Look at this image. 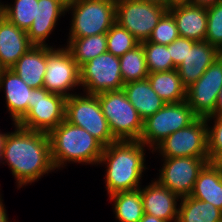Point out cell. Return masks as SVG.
<instances>
[{
  "label": "cell",
  "instance_id": "obj_44",
  "mask_svg": "<svg viewBox=\"0 0 222 222\" xmlns=\"http://www.w3.org/2000/svg\"><path fill=\"white\" fill-rule=\"evenodd\" d=\"M4 70H5V68L2 66V64L0 62V75L3 73Z\"/></svg>",
  "mask_w": 222,
  "mask_h": 222
},
{
  "label": "cell",
  "instance_id": "obj_11",
  "mask_svg": "<svg viewBox=\"0 0 222 222\" xmlns=\"http://www.w3.org/2000/svg\"><path fill=\"white\" fill-rule=\"evenodd\" d=\"M78 86L81 87L80 67L69 50L65 46L53 48L48 45L43 87L50 93L68 98L73 95L71 91Z\"/></svg>",
  "mask_w": 222,
  "mask_h": 222
},
{
  "label": "cell",
  "instance_id": "obj_4",
  "mask_svg": "<svg viewBox=\"0 0 222 222\" xmlns=\"http://www.w3.org/2000/svg\"><path fill=\"white\" fill-rule=\"evenodd\" d=\"M96 95L113 137L117 141H139L143 120L127 99L123 89Z\"/></svg>",
  "mask_w": 222,
  "mask_h": 222
},
{
  "label": "cell",
  "instance_id": "obj_22",
  "mask_svg": "<svg viewBox=\"0 0 222 222\" xmlns=\"http://www.w3.org/2000/svg\"><path fill=\"white\" fill-rule=\"evenodd\" d=\"M190 196L209 202L222 211V163L208 162L203 167Z\"/></svg>",
  "mask_w": 222,
  "mask_h": 222
},
{
  "label": "cell",
  "instance_id": "obj_23",
  "mask_svg": "<svg viewBox=\"0 0 222 222\" xmlns=\"http://www.w3.org/2000/svg\"><path fill=\"white\" fill-rule=\"evenodd\" d=\"M122 89L143 121L166 104L152 89L148 79L126 83Z\"/></svg>",
  "mask_w": 222,
  "mask_h": 222
},
{
  "label": "cell",
  "instance_id": "obj_45",
  "mask_svg": "<svg viewBox=\"0 0 222 222\" xmlns=\"http://www.w3.org/2000/svg\"><path fill=\"white\" fill-rule=\"evenodd\" d=\"M2 2L0 1V18L2 17Z\"/></svg>",
  "mask_w": 222,
  "mask_h": 222
},
{
  "label": "cell",
  "instance_id": "obj_36",
  "mask_svg": "<svg viewBox=\"0 0 222 222\" xmlns=\"http://www.w3.org/2000/svg\"><path fill=\"white\" fill-rule=\"evenodd\" d=\"M219 1L222 0H191V4L207 8L209 6L214 5L215 3H218Z\"/></svg>",
  "mask_w": 222,
  "mask_h": 222
},
{
  "label": "cell",
  "instance_id": "obj_10",
  "mask_svg": "<svg viewBox=\"0 0 222 222\" xmlns=\"http://www.w3.org/2000/svg\"><path fill=\"white\" fill-rule=\"evenodd\" d=\"M167 7L140 0H116V22L140 43L147 41Z\"/></svg>",
  "mask_w": 222,
  "mask_h": 222
},
{
  "label": "cell",
  "instance_id": "obj_3",
  "mask_svg": "<svg viewBox=\"0 0 222 222\" xmlns=\"http://www.w3.org/2000/svg\"><path fill=\"white\" fill-rule=\"evenodd\" d=\"M48 136L55 170L68 162L98 166L104 146L85 129L64 120Z\"/></svg>",
  "mask_w": 222,
  "mask_h": 222
},
{
  "label": "cell",
  "instance_id": "obj_30",
  "mask_svg": "<svg viewBox=\"0 0 222 222\" xmlns=\"http://www.w3.org/2000/svg\"><path fill=\"white\" fill-rule=\"evenodd\" d=\"M145 53L147 70L149 73L170 71L177 67L173 64L170 48L167 45L154 42H141Z\"/></svg>",
  "mask_w": 222,
  "mask_h": 222
},
{
  "label": "cell",
  "instance_id": "obj_16",
  "mask_svg": "<svg viewBox=\"0 0 222 222\" xmlns=\"http://www.w3.org/2000/svg\"><path fill=\"white\" fill-rule=\"evenodd\" d=\"M144 213L153 215L166 222H177L178 201L180 198L168 188L160 185L156 179L146 187H141Z\"/></svg>",
  "mask_w": 222,
  "mask_h": 222
},
{
  "label": "cell",
  "instance_id": "obj_40",
  "mask_svg": "<svg viewBox=\"0 0 222 222\" xmlns=\"http://www.w3.org/2000/svg\"><path fill=\"white\" fill-rule=\"evenodd\" d=\"M140 1H145L148 3H153L168 8V0H140Z\"/></svg>",
  "mask_w": 222,
  "mask_h": 222
},
{
  "label": "cell",
  "instance_id": "obj_32",
  "mask_svg": "<svg viewBox=\"0 0 222 222\" xmlns=\"http://www.w3.org/2000/svg\"><path fill=\"white\" fill-rule=\"evenodd\" d=\"M207 30L205 41L222 53V1L206 8Z\"/></svg>",
  "mask_w": 222,
  "mask_h": 222
},
{
  "label": "cell",
  "instance_id": "obj_8",
  "mask_svg": "<svg viewBox=\"0 0 222 222\" xmlns=\"http://www.w3.org/2000/svg\"><path fill=\"white\" fill-rule=\"evenodd\" d=\"M207 127L206 118L197 117L188 126L165 138L151 152L157 150L162 158H209Z\"/></svg>",
  "mask_w": 222,
  "mask_h": 222
},
{
  "label": "cell",
  "instance_id": "obj_33",
  "mask_svg": "<svg viewBox=\"0 0 222 222\" xmlns=\"http://www.w3.org/2000/svg\"><path fill=\"white\" fill-rule=\"evenodd\" d=\"M206 120L208 124L207 138H208L209 162L221 163L222 162V116H208L206 117ZM209 123L213 125H210Z\"/></svg>",
  "mask_w": 222,
  "mask_h": 222
},
{
  "label": "cell",
  "instance_id": "obj_42",
  "mask_svg": "<svg viewBox=\"0 0 222 222\" xmlns=\"http://www.w3.org/2000/svg\"><path fill=\"white\" fill-rule=\"evenodd\" d=\"M61 4H63L66 8L78 3L80 0H58Z\"/></svg>",
  "mask_w": 222,
  "mask_h": 222
},
{
  "label": "cell",
  "instance_id": "obj_9",
  "mask_svg": "<svg viewBox=\"0 0 222 222\" xmlns=\"http://www.w3.org/2000/svg\"><path fill=\"white\" fill-rule=\"evenodd\" d=\"M66 98L44 87L32 89L29 110L16 123L22 128L49 133L65 120Z\"/></svg>",
  "mask_w": 222,
  "mask_h": 222
},
{
  "label": "cell",
  "instance_id": "obj_14",
  "mask_svg": "<svg viewBox=\"0 0 222 222\" xmlns=\"http://www.w3.org/2000/svg\"><path fill=\"white\" fill-rule=\"evenodd\" d=\"M221 87L222 55L195 83L186 88V102L197 117L206 118L214 114Z\"/></svg>",
  "mask_w": 222,
  "mask_h": 222
},
{
  "label": "cell",
  "instance_id": "obj_38",
  "mask_svg": "<svg viewBox=\"0 0 222 222\" xmlns=\"http://www.w3.org/2000/svg\"><path fill=\"white\" fill-rule=\"evenodd\" d=\"M2 194H0V222H9V218L7 215V210L5 209V205L3 204V199L1 198Z\"/></svg>",
  "mask_w": 222,
  "mask_h": 222
},
{
  "label": "cell",
  "instance_id": "obj_27",
  "mask_svg": "<svg viewBox=\"0 0 222 222\" xmlns=\"http://www.w3.org/2000/svg\"><path fill=\"white\" fill-rule=\"evenodd\" d=\"M67 42L65 47L69 50L79 67L107 52L106 33L89 37L68 38Z\"/></svg>",
  "mask_w": 222,
  "mask_h": 222
},
{
  "label": "cell",
  "instance_id": "obj_7",
  "mask_svg": "<svg viewBox=\"0 0 222 222\" xmlns=\"http://www.w3.org/2000/svg\"><path fill=\"white\" fill-rule=\"evenodd\" d=\"M197 116L186 100L165 104L155 114L143 121L139 139L147 150L153 149L169 135L191 124ZM149 148V149H148Z\"/></svg>",
  "mask_w": 222,
  "mask_h": 222
},
{
  "label": "cell",
  "instance_id": "obj_34",
  "mask_svg": "<svg viewBox=\"0 0 222 222\" xmlns=\"http://www.w3.org/2000/svg\"><path fill=\"white\" fill-rule=\"evenodd\" d=\"M178 37L180 35L176 22L173 16L167 11L153 29L148 41L168 46Z\"/></svg>",
  "mask_w": 222,
  "mask_h": 222
},
{
  "label": "cell",
  "instance_id": "obj_12",
  "mask_svg": "<svg viewBox=\"0 0 222 222\" xmlns=\"http://www.w3.org/2000/svg\"><path fill=\"white\" fill-rule=\"evenodd\" d=\"M81 88L86 94L121 90L124 86L119 57L105 52L80 67Z\"/></svg>",
  "mask_w": 222,
  "mask_h": 222
},
{
  "label": "cell",
  "instance_id": "obj_17",
  "mask_svg": "<svg viewBox=\"0 0 222 222\" xmlns=\"http://www.w3.org/2000/svg\"><path fill=\"white\" fill-rule=\"evenodd\" d=\"M173 16L180 37L196 42L205 41L207 30L206 7L191 3L176 4L168 8Z\"/></svg>",
  "mask_w": 222,
  "mask_h": 222
},
{
  "label": "cell",
  "instance_id": "obj_43",
  "mask_svg": "<svg viewBox=\"0 0 222 222\" xmlns=\"http://www.w3.org/2000/svg\"><path fill=\"white\" fill-rule=\"evenodd\" d=\"M3 136H4V133L0 132V163H1V144H2Z\"/></svg>",
  "mask_w": 222,
  "mask_h": 222
},
{
  "label": "cell",
  "instance_id": "obj_37",
  "mask_svg": "<svg viewBox=\"0 0 222 222\" xmlns=\"http://www.w3.org/2000/svg\"><path fill=\"white\" fill-rule=\"evenodd\" d=\"M211 116H222V87L218 94L216 109L213 115Z\"/></svg>",
  "mask_w": 222,
  "mask_h": 222
},
{
  "label": "cell",
  "instance_id": "obj_25",
  "mask_svg": "<svg viewBox=\"0 0 222 222\" xmlns=\"http://www.w3.org/2000/svg\"><path fill=\"white\" fill-rule=\"evenodd\" d=\"M177 222H222V211L191 196L180 198Z\"/></svg>",
  "mask_w": 222,
  "mask_h": 222
},
{
  "label": "cell",
  "instance_id": "obj_2",
  "mask_svg": "<svg viewBox=\"0 0 222 222\" xmlns=\"http://www.w3.org/2000/svg\"><path fill=\"white\" fill-rule=\"evenodd\" d=\"M146 146L140 141H116L105 146L99 165H105V183L107 195L118 192L133 191L142 185L145 165Z\"/></svg>",
  "mask_w": 222,
  "mask_h": 222
},
{
  "label": "cell",
  "instance_id": "obj_1",
  "mask_svg": "<svg viewBox=\"0 0 222 222\" xmlns=\"http://www.w3.org/2000/svg\"><path fill=\"white\" fill-rule=\"evenodd\" d=\"M14 127V132H4L1 163H8L19 189L54 172L55 168L48 133L28 130L17 124Z\"/></svg>",
  "mask_w": 222,
  "mask_h": 222
},
{
  "label": "cell",
  "instance_id": "obj_29",
  "mask_svg": "<svg viewBox=\"0 0 222 222\" xmlns=\"http://www.w3.org/2000/svg\"><path fill=\"white\" fill-rule=\"evenodd\" d=\"M38 0H14L12 4L2 3V14L18 28L27 31L37 18Z\"/></svg>",
  "mask_w": 222,
  "mask_h": 222
},
{
  "label": "cell",
  "instance_id": "obj_18",
  "mask_svg": "<svg viewBox=\"0 0 222 222\" xmlns=\"http://www.w3.org/2000/svg\"><path fill=\"white\" fill-rule=\"evenodd\" d=\"M1 90L5 92L6 107L13 121L12 124H16L29 110L32 88L12 69H5L0 75Z\"/></svg>",
  "mask_w": 222,
  "mask_h": 222
},
{
  "label": "cell",
  "instance_id": "obj_39",
  "mask_svg": "<svg viewBox=\"0 0 222 222\" xmlns=\"http://www.w3.org/2000/svg\"><path fill=\"white\" fill-rule=\"evenodd\" d=\"M139 222H166V221L159 219L153 215H148L144 213L142 219Z\"/></svg>",
  "mask_w": 222,
  "mask_h": 222
},
{
  "label": "cell",
  "instance_id": "obj_41",
  "mask_svg": "<svg viewBox=\"0 0 222 222\" xmlns=\"http://www.w3.org/2000/svg\"><path fill=\"white\" fill-rule=\"evenodd\" d=\"M191 3V0H168V8L176 4Z\"/></svg>",
  "mask_w": 222,
  "mask_h": 222
},
{
  "label": "cell",
  "instance_id": "obj_21",
  "mask_svg": "<svg viewBox=\"0 0 222 222\" xmlns=\"http://www.w3.org/2000/svg\"><path fill=\"white\" fill-rule=\"evenodd\" d=\"M47 67V46L33 45L11 68L30 88H42Z\"/></svg>",
  "mask_w": 222,
  "mask_h": 222
},
{
  "label": "cell",
  "instance_id": "obj_15",
  "mask_svg": "<svg viewBox=\"0 0 222 222\" xmlns=\"http://www.w3.org/2000/svg\"><path fill=\"white\" fill-rule=\"evenodd\" d=\"M221 55L222 53L207 41L196 42L187 39V55L176 68L182 84L188 88L195 83Z\"/></svg>",
  "mask_w": 222,
  "mask_h": 222
},
{
  "label": "cell",
  "instance_id": "obj_24",
  "mask_svg": "<svg viewBox=\"0 0 222 222\" xmlns=\"http://www.w3.org/2000/svg\"><path fill=\"white\" fill-rule=\"evenodd\" d=\"M147 79L152 89L166 104L186 100V87L182 84L177 69L149 73Z\"/></svg>",
  "mask_w": 222,
  "mask_h": 222
},
{
  "label": "cell",
  "instance_id": "obj_35",
  "mask_svg": "<svg viewBox=\"0 0 222 222\" xmlns=\"http://www.w3.org/2000/svg\"><path fill=\"white\" fill-rule=\"evenodd\" d=\"M168 48H170L173 64L178 67L187 55V38L178 37L168 45Z\"/></svg>",
  "mask_w": 222,
  "mask_h": 222
},
{
  "label": "cell",
  "instance_id": "obj_13",
  "mask_svg": "<svg viewBox=\"0 0 222 222\" xmlns=\"http://www.w3.org/2000/svg\"><path fill=\"white\" fill-rule=\"evenodd\" d=\"M162 159L163 165L156 181L179 198L190 196L199 172L209 162V158L194 157Z\"/></svg>",
  "mask_w": 222,
  "mask_h": 222
},
{
  "label": "cell",
  "instance_id": "obj_19",
  "mask_svg": "<svg viewBox=\"0 0 222 222\" xmlns=\"http://www.w3.org/2000/svg\"><path fill=\"white\" fill-rule=\"evenodd\" d=\"M33 44L25 30L18 28L3 15L0 18V62L11 69Z\"/></svg>",
  "mask_w": 222,
  "mask_h": 222
},
{
  "label": "cell",
  "instance_id": "obj_5",
  "mask_svg": "<svg viewBox=\"0 0 222 222\" xmlns=\"http://www.w3.org/2000/svg\"><path fill=\"white\" fill-rule=\"evenodd\" d=\"M72 20L68 38L107 33L116 22V0H80L66 8Z\"/></svg>",
  "mask_w": 222,
  "mask_h": 222
},
{
  "label": "cell",
  "instance_id": "obj_26",
  "mask_svg": "<svg viewBox=\"0 0 222 222\" xmlns=\"http://www.w3.org/2000/svg\"><path fill=\"white\" fill-rule=\"evenodd\" d=\"M114 202L113 212L119 222H139L144 215L141 187L133 191L118 192L109 196Z\"/></svg>",
  "mask_w": 222,
  "mask_h": 222
},
{
  "label": "cell",
  "instance_id": "obj_31",
  "mask_svg": "<svg viewBox=\"0 0 222 222\" xmlns=\"http://www.w3.org/2000/svg\"><path fill=\"white\" fill-rule=\"evenodd\" d=\"M106 38L107 52L119 58L140 44L128 30L117 22H115L106 33Z\"/></svg>",
  "mask_w": 222,
  "mask_h": 222
},
{
  "label": "cell",
  "instance_id": "obj_28",
  "mask_svg": "<svg viewBox=\"0 0 222 222\" xmlns=\"http://www.w3.org/2000/svg\"><path fill=\"white\" fill-rule=\"evenodd\" d=\"M119 60L124 84L147 79L149 72L147 70L145 53L141 43L134 49L127 51Z\"/></svg>",
  "mask_w": 222,
  "mask_h": 222
},
{
  "label": "cell",
  "instance_id": "obj_6",
  "mask_svg": "<svg viewBox=\"0 0 222 222\" xmlns=\"http://www.w3.org/2000/svg\"><path fill=\"white\" fill-rule=\"evenodd\" d=\"M65 120L81 127L96 138L104 147L116 142L111 134L107 119L102 113L98 96L95 94H76L65 101Z\"/></svg>",
  "mask_w": 222,
  "mask_h": 222
},
{
  "label": "cell",
  "instance_id": "obj_20",
  "mask_svg": "<svg viewBox=\"0 0 222 222\" xmlns=\"http://www.w3.org/2000/svg\"><path fill=\"white\" fill-rule=\"evenodd\" d=\"M65 13L66 7L58 0H38L37 18L26 31L30 42L36 46H48L47 38Z\"/></svg>",
  "mask_w": 222,
  "mask_h": 222
}]
</instances>
